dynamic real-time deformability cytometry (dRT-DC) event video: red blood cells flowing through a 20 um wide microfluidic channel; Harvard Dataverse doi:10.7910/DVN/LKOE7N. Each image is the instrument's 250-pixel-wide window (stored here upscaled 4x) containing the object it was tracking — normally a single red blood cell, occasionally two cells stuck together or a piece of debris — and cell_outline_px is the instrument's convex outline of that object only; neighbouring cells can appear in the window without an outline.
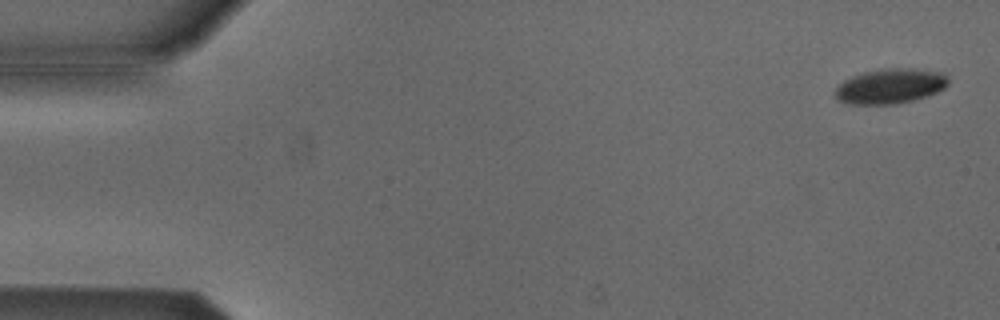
{"species": "Egyptian fruit bat (a non-hibernating species)", "species_latin": "Rousettus aegyptiacus", "temperature_condition": "cold", "stored_images_in_passage": 53, "camera_frame_rate_fps": 3000, "um_per_image_px": 0.085, "animal": {"sex": "male"}, "frame": {"image": 1, "passage_image": 1, "time_ms": 0.0, "image_size_px": [1000, 320], "cell_outline_px": [[948, 84], [944, 88], [936, 92], [912, 100], [896, 104], [848, 104], [836, 100], [836, 88], [844, 80], [852, 76], [864, 72], [888, 68], [912, 68], [944, 72], [948, 76]], "centroid_in_image_um": [75.68, 7.31], "position_along_channel_um": 9.3, "area_um2": 23.0}}
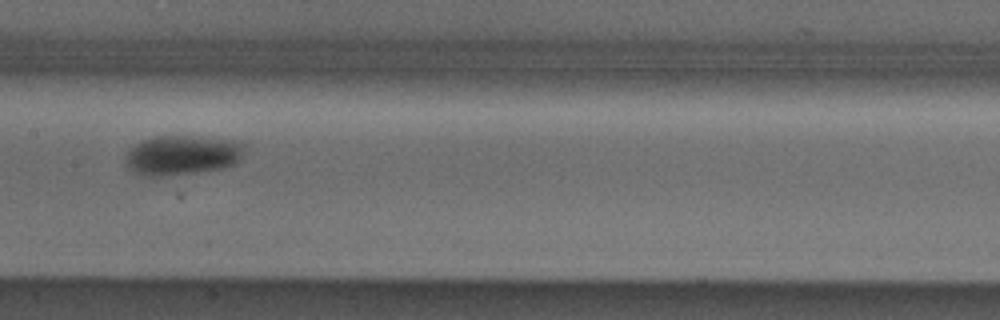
{"frame": {"image": 2, "passage_image": 26, "time_ms": 8.333, "image_size_px": [1000, 320], "cell_outline_px": [[244, 148], [240, 160], [236, 164], [220, 168], [196, 172], [160, 176], [148, 176], [132, 172], [128, 168], [124, 160], [124, 156], [128, 148], [144, 140], [156, 136], [188, 136], [240, 140], [244, 144]], "centroid_in_image_um": [15.47, 13.18], "position_along_channel_um": 191.9, "area_um2": 27.69}}
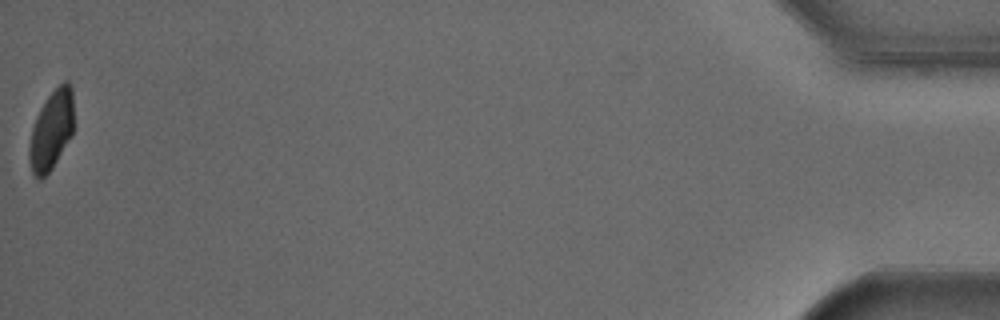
{"frame": {"image": 3, "passage_image": 53, "time_ms": 17.333, "image_size_px": [1000, 320], "cell_outline_px": [[72, 132], [52, 168], [40, 180], [36, 180], [32, 176], [28, 160], [28, 144], [32, 128], [36, 116], [40, 108], [48, 96], [64, 80], [68, 80], [72, 88]], "centroid_in_image_um": [4.31, 11.1], "position_along_channel_um": 430.9, "area_um2": 20.46}, "authors_computed_cell_mechanics": {"area_um2": 24.9696, "velocity_mm_per_s": 3.8016, "shape_relaxation_time_tau1_ms": 2.2714, "shape_relaxation_time_tau2_ms": null, "deformation_change_tau1": 0.0885, "deformation_change_tau2": null}}